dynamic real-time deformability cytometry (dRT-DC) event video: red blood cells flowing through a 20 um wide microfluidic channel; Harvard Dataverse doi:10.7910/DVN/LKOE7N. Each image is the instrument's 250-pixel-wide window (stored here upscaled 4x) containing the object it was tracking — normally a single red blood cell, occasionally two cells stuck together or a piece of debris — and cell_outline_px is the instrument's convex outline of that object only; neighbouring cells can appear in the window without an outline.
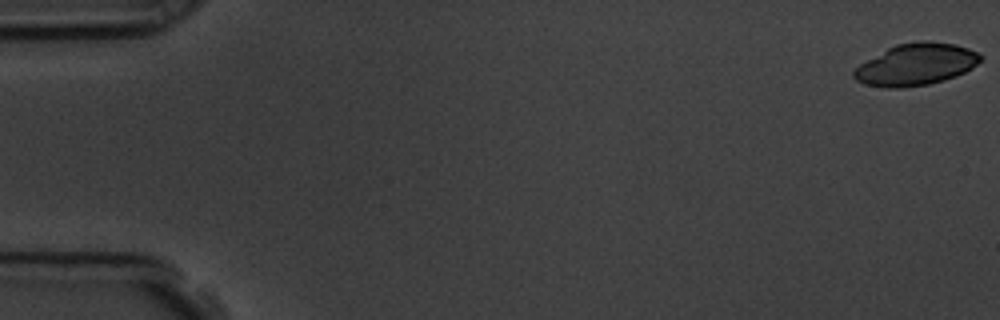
{"species": "common noctule bat (a hibernating species)", "species_latin": "Nyctalus noctula", "temperature_condition": "room temperature", "stored_images_in_passage": 57, "camera_frame_rate_fps": 3000, "um_per_image_px": 0.085, "animal": {"sex": "male", "body_mass_g": 19.5, "forearm_length_mm": 54.6}, "frame": {"image": 1, "passage_image": 1, "time_ms": 0.0, "image_size_px": [1000, 320], "cell_outline_px": [[984, 56], [972, 68], [956, 76], [944, 80], [928, 84], [904, 88], [884, 88], [864, 84], [856, 80], [852, 76], [852, 72], [860, 64], [888, 48], [896, 44], [924, 40], [928, 40], [956, 44], [968, 48]], "centroid_in_image_um": [77.86, 5.48], "position_along_channel_um": 7.1, "area_um2": 30.92}}